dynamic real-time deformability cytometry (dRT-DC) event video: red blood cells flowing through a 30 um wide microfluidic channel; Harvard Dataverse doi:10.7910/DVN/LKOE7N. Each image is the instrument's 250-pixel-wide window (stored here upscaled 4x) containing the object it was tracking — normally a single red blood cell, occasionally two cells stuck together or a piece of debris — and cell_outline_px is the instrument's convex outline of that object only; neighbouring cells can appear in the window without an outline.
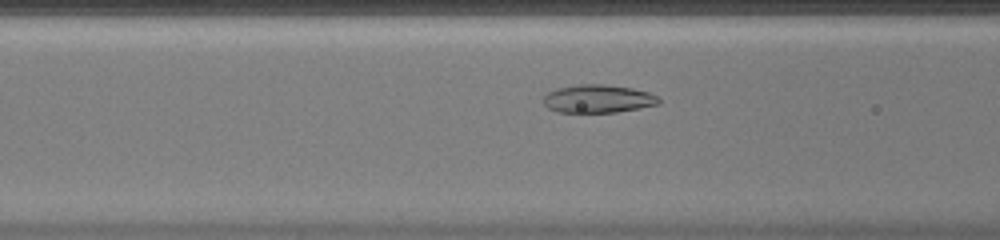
{"species": "common noctule bat (a hibernating species)", "species_latin": "Nyctalus noctula", "temperature_condition": "warm", "stored_images_in_passage": 40, "camera_frame_rate_fps": 3000, "um_per_image_px": 0.085, "animal": {"sex": "female", "body_mass_g": 20.0, "forearm_length_mm": 54.0}, "frame": {"image": 1, "passage_image": 12, "time_ms": 3.667, "image_size_px": [1000, 240], "cell_outline_px": [[660, 104], [640, 108], [616, 112], [556, 112], [548, 108], [544, 104], [544, 96], [548, 92], [556, 88], [576, 84], [604, 84], [632, 88], [648, 92], [656, 96], [660, 100]], "centroid_in_image_um": [50.81, 8.39], "position_along_channel_um": 115.8, "area_um2": 18.96}}
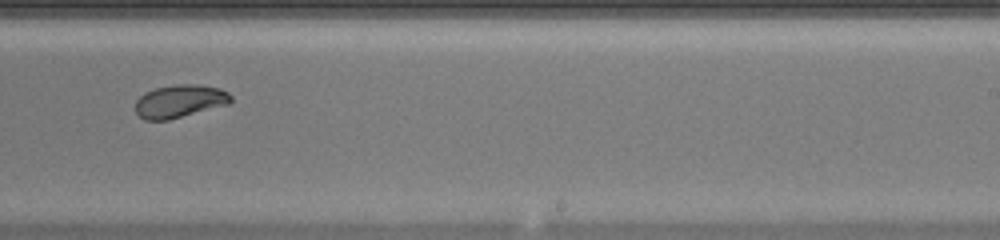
{"frame": {"image": 2, "passage_image": 23, "time_ms": 7.333, "image_size_px": [1000, 240], "cell_outline_px": [[232, 100], [228, 104], [168, 120], [144, 120], [136, 112], [136, 100], [144, 92], [156, 88], [176, 84], [196, 84], [220, 88], [228, 92], [232, 96]], "centroid_in_image_um": [15.27, 8.59], "position_along_channel_um": 273.7, "area_um2": 18.26}}
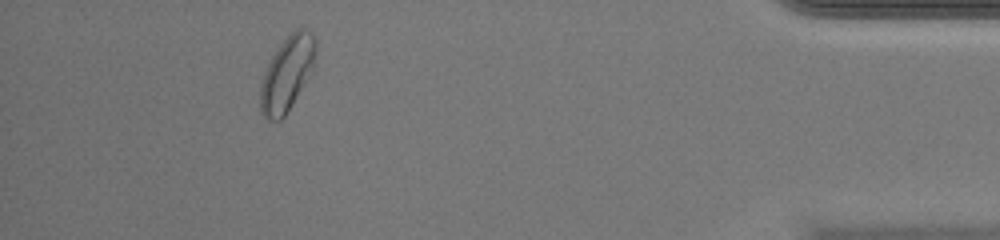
{"frame": {"image": 3, "passage_image": 36, "time_ms": 11.667, "image_size_px": [1000, 240], "cell_outline_px": [[316, 56], [312, 72], [292, 104], [284, 116], [280, 120], [268, 120], [260, 112], [260, 84], [264, 72], [272, 56], [280, 44], [296, 28], [304, 28], [312, 32], [316, 40]], "centroid_in_image_um": [24.41, 6.24], "position_along_channel_um": 410.8, "area_um2": 24.04}, "authors_computed_cell_mechanics": {"area_um2": 20.2589, "velocity_mm_per_s": 4.3156, "shape_relaxation_time_tau1_ms": 3.6911, "shape_relaxation_time_tau2_ms": null, "deformation_change_tau1": 0.1466, "deformation_change_tau2": null}}